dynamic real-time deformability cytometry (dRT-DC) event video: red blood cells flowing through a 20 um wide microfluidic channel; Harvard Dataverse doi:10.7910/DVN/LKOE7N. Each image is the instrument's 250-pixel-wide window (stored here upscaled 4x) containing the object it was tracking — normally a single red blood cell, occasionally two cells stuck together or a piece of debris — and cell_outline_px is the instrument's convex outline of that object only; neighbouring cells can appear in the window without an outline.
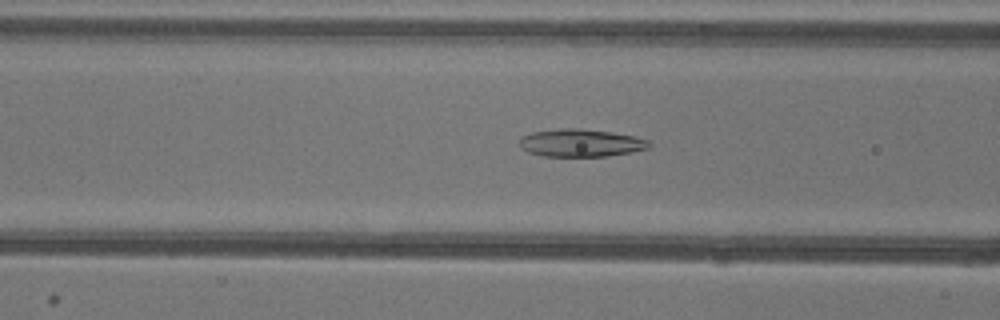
{"species": "common noctule bat (a hibernating species)", "species_latin": "Nyctalus noctula", "temperature_condition": "warm", "stored_images_in_passage": 52, "camera_frame_rate_fps": 3000, "um_per_image_px": 0.085, "animal": {"sex": "female"}, "frame": {"image": 1, "passage_image": 20, "time_ms": 6.333, "image_size_px": [1000, 320], "cell_outline_px": [[652, 144], [648, 148], [632, 152], [608, 156], [544, 156], [528, 152], [520, 148], [520, 136], [532, 132], [560, 128], [580, 128], [612, 132], [636, 136], [648, 140]], "centroid_in_image_um": [49.37, 12.14], "position_along_channel_um": 117.2, "area_um2": 21.1}}
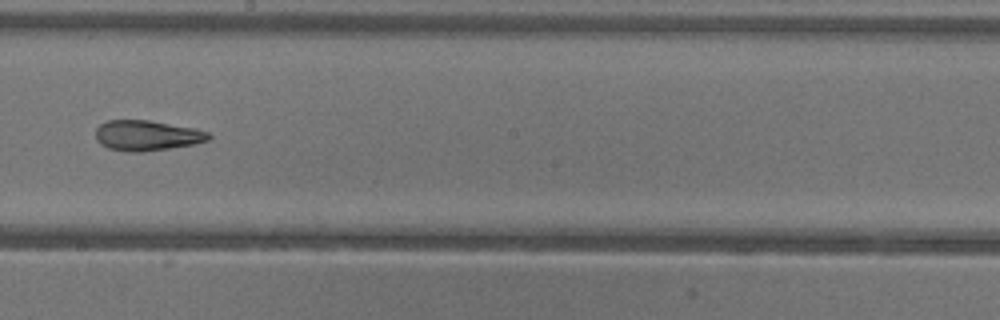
{"frame": {"image": 2, "passage_image": 29, "time_ms": 9.333, "image_size_px": [1000, 320], "cell_outline_px": [[212, 136], [208, 140], [196, 144], [140, 152], [128, 152], [108, 148], [100, 144], [96, 140], [96, 128], [100, 124], [108, 120], [148, 120], [196, 128], [208, 132]], "centroid_in_image_um": [12.49, 11.51], "position_along_channel_um": 235.7, "area_um2": 20.06}}
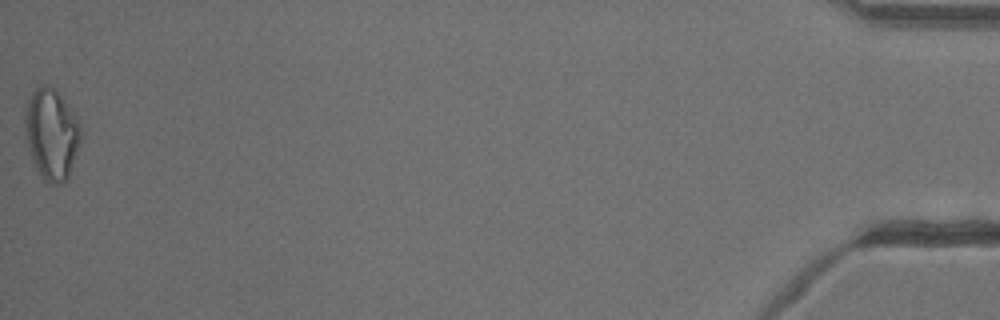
{"frame": {"image": 3, "passage_image": 52, "time_ms": 17.0, "image_size_px": [1000, 320], "cell_outline_px": [[80, 140], [68, 180], [60, 184], [52, 184], [44, 180], [36, 168], [32, 160], [24, 128], [24, 116], [28, 100], [32, 92], [36, 88], [44, 84], [52, 88], [68, 104], [76, 116], [80, 124]], "centroid_in_image_um": [4.37, 11.42], "position_along_channel_um": 430.8, "area_um2": 29.3}, "authors_computed_cell_mechanics": {"area_um2": 22.6576, "velocity_mm_per_s": 3.9486, "shape_relaxation_time_tau1_ms": null, "shape_relaxation_time_tau2_ms": 3.8138, "deformation_change_tau1": null, "deformation_change_tau2": 0.1194}}